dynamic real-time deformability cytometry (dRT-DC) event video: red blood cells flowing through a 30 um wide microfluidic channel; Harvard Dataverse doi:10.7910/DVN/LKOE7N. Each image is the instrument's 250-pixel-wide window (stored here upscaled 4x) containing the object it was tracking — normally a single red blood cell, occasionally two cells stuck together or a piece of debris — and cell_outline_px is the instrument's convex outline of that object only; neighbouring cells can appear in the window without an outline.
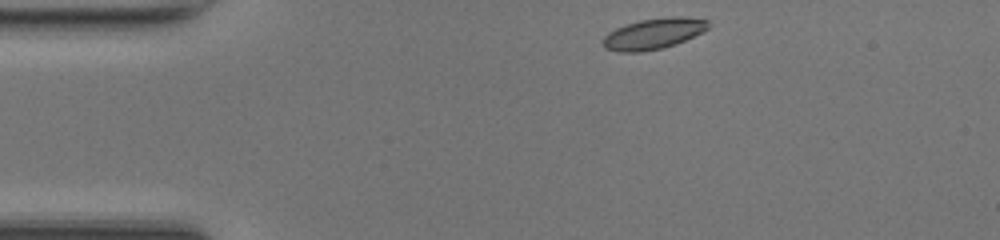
{"species": "common noctule bat (a hibernating species)", "species_latin": "Nyctalus noctula", "temperature_condition": "room temperature", "stored_images_in_passage": 41, "camera_frame_rate_fps": 3000, "um_per_image_px": 0.085, "animal": {"sex": "female", "body_mass_g": 17.0, "forearm_length_mm": 48.0}, "frame": {"image": 1, "passage_image": 1, "time_ms": 0.0, "image_size_px": [1000, 240], "cell_outline_px": [[708, 28], [684, 40], [660, 48], [640, 52], [620, 52], [604, 48], [604, 36], [608, 32], [616, 28], [640, 20], [668, 16], [680, 16], [708, 20]], "centroid_in_image_um": [55.51, 2.85], "position_along_channel_um": 29.5, "area_um2": 18.5}}
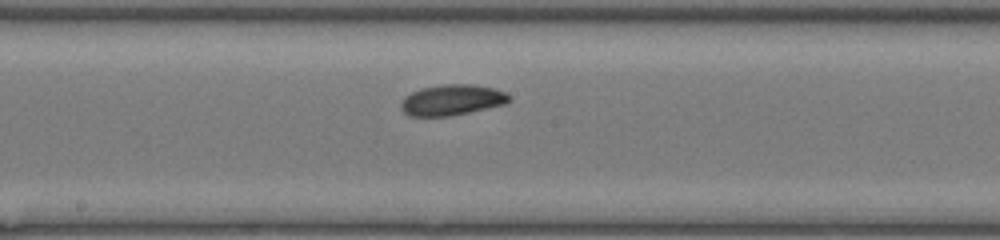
{"frame": {"image": 2, "passage_image": 18, "time_ms": 5.667, "image_size_px": [1000, 240], "cell_outline_px": [[508, 100], [504, 104], [468, 112], [448, 116], [408, 116], [400, 108], [400, 104], [404, 96], [420, 88], [444, 84], [472, 84], [496, 88], [504, 92], [508, 96]], "centroid_in_image_um": [38.35, 8.49], "position_along_channel_um": 209.8, "area_um2": 19.25}}
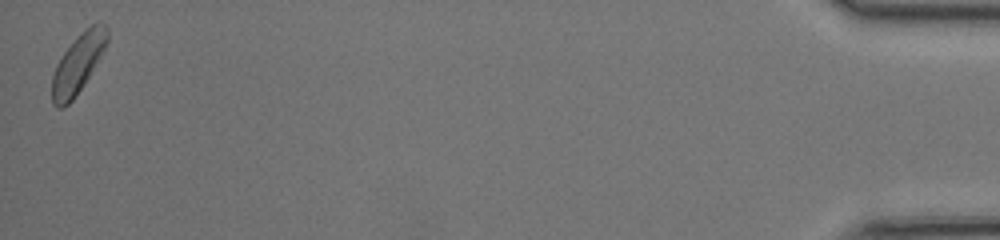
{"frame": {"image": 3, "passage_image": 41, "time_ms": 13.333, "image_size_px": [1000, 240], "cell_outline_px": [[108, 40], [100, 56], [84, 84], [72, 100], [64, 108], [56, 108], [52, 104], [52, 76], [56, 64], [64, 52], [92, 24], [104, 24], [108, 28]], "centroid_in_image_um": [6.6, 5.48], "position_along_channel_um": 428.6, "area_um2": 18.26}, "authors_computed_cell_mechanics": {"area_um2": 18.5538, "velocity_mm_per_s": 4.1816, "shape_relaxation_time_tau1_ms": 2.9825, "shape_relaxation_time_tau2_ms": null, "deformation_change_tau1": 0.0838, "deformation_change_tau2": null}}